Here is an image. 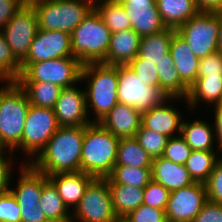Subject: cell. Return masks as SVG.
Wrapping results in <instances>:
<instances>
[{
	"label": "cell",
	"instance_id": "obj_5",
	"mask_svg": "<svg viewBox=\"0 0 222 222\" xmlns=\"http://www.w3.org/2000/svg\"><path fill=\"white\" fill-rule=\"evenodd\" d=\"M112 32L93 8L70 33L73 57L82 64L101 63L107 55Z\"/></svg>",
	"mask_w": 222,
	"mask_h": 222
},
{
	"label": "cell",
	"instance_id": "obj_29",
	"mask_svg": "<svg viewBox=\"0 0 222 222\" xmlns=\"http://www.w3.org/2000/svg\"><path fill=\"white\" fill-rule=\"evenodd\" d=\"M156 66L159 75V88L167 98L186 99L189 88L179 78L170 53L165 55V59L157 62Z\"/></svg>",
	"mask_w": 222,
	"mask_h": 222
},
{
	"label": "cell",
	"instance_id": "obj_48",
	"mask_svg": "<svg viewBox=\"0 0 222 222\" xmlns=\"http://www.w3.org/2000/svg\"><path fill=\"white\" fill-rule=\"evenodd\" d=\"M21 222H50L41 206L39 207H29L21 208Z\"/></svg>",
	"mask_w": 222,
	"mask_h": 222
},
{
	"label": "cell",
	"instance_id": "obj_42",
	"mask_svg": "<svg viewBox=\"0 0 222 222\" xmlns=\"http://www.w3.org/2000/svg\"><path fill=\"white\" fill-rule=\"evenodd\" d=\"M207 200L222 205V156L215 163L209 179L205 183Z\"/></svg>",
	"mask_w": 222,
	"mask_h": 222
},
{
	"label": "cell",
	"instance_id": "obj_47",
	"mask_svg": "<svg viewBox=\"0 0 222 222\" xmlns=\"http://www.w3.org/2000/svg\"><path fill=\"white\" fill-rule=\"evenodd\" d=\"M5 155L7 156L8 154H6L5 152H0V193L9 191V189L11 188L10 184H12L10 182V179L12 177L11 168L13 166L11 163V159L15 157H11L10 155L8 158L5 157Z\"/></svg>",
	"mask_w": 222,
	"mask_h": 222
},
{
	"label": "cell",
	"instance_id": "obj_52",
	"mask_svg": "<svg viewBox=\"0 0 222 222\" xmlns=\"http://www.w3.org/2000/svg\"><path fill=\"white\" fill-rule=\"evenodd\" d=\"M112 222H129L125 217H116Z\"/></svg>",
	"mask_w": 222,
	"mask_h": 222
},
{
	"label": "cell",
	"instance_id": "obj_45",
	"mask_svg": "<svg viewBox=\"0 0 222 222\" xmlns=\"http://www.w3.org/2000/svg\"><path fill=\"white\" fill-rule=\"evenodd\" d=\"M193 222H222V205L207 200Z\"/></svg>",
	"mask_w": 222,
	"mask_h": 222
},
{
	"label": "cell",
	"instance_id": "obj_50",
	"mask_svg": "<svg viewBox=\"0 0 222 222\" xmlns=\"http://www.w3.org/2000/svg\"><path fill=\"white\" fill-rule=\"evenodd\" d=\"M199 11L222 12V0H194Z\"/></svg>",
	"mask_w": 222,
	"mask_h": 222
},
{
	"label": "cell",
	"instance_id": "obj_27",
	"mask_svg": "<svg viewBox=\"0 0 222 222\" xmlns=\"http://www.w3.org/2000/svg\"><path fill=\"white\" fill-rule=\"evenodd\" d=\"M176 29L166 27L164 30L141 37L138 57L157 64L169 53L170 42Z\"/></svg>",
	"mask_w": 222,
	"mask_h": 222
},
{
	"label": "cell",
	"instance_id": "obj_9",
	"mask_svg": "<svg viewBox=\"0 0 222 222\" xmlns=\"http://www.w3.org/2000/svg\"><path fill=\"white\" fill-rule=\"evenodd\" d=\"M59 127L53 109L30 105L21 139L24 156L29 157L27 164L39 155Z\"/></svg>",
	"mask_w": 222,
	"mask_h": 222
},
{
	"label": "cell",
	"instance_id": "obj_8",
	"mask_svg": "<svg viewBox=\"0 0 222 222\" xmlns=\"http://www.w3.org/2000/svg\"><path fill=\"white\" fill-rule=\"evenodd\" d=\"M82 66L75 57L21 63V74L16 82H50L62 88L68 87L81 81Z\"/></svg>",
	"mask_w": 222,
	"mask_h": 222
},
{
	"label": "cell",
	"instance_id": "obj_31",
	"mask_svg": "<svg viewBox=\"0 0 222 222\" xmlns=\"http://www.w3.org/2000/svg\"><path fill=\"white\" fill-rule=\"evenodd\" d=\"M152 159L135 137L120 138L115 166L151 168Z\"/></svg>",
	"mask_w": 222,
	"mask_h": 222
},
{
	"label": "cell",
	"instance_id": "obj_3",
	"mask_svg": "<svg viewBox=\"0 0 222 222\" xmlns=\"http://www.w3.org/2000/svg\"><path fill=\"white\" fill-rule=\"evenodd\" d=\"M82 80L88 82L85 90L88 115L89 109H93L92 122H99L118 103V65L83 64Z\"/></svg>",
	"mask_w": 222,
	"mask_h": 222
},
{
	"label": "cell",
	"instance_id": "obj_38",
	"mask_svg": "<svg viewBox=\"0 0 222 222\" xmlns=\"http://www.w3.org/2000/svg\"><path fill=\"white\" fill-rule=\"evenodd\" d=\"M128 66L144 83L151 87L159 88V75L156 64L136 56Z\"/></svg>",
	"mask_w": 222,
	"mask_h": 222
},
{
	"label": "cell",
	"instance_id": "obj_11",
	"mask_svg": "<svg viewBox=\"0 0 222 222\" xmlns=\"http://www.w3.org/2000/svg\"><path fill=\"white\" fill-rule=\"evenodd\" d=\"M116 217L105 178H95L71 212V222H112Z\"/></svg>",
	"mask_w": 222,
	"mask_h": 222
},
{
	"label": "cell",
	"instance_id": "obj_25",
	"mask_svg": "<svg viewBox=\"0 0 222 222\" xmlns=\"http://www.w3.org/2000/svg\"><path fill=\"white\" fill-rule=\"evenodd\" d=\"M156 4L163 24L173 29H177L199 12L194 0H156Z\"/></svg>",
	"mask_w": 222,
	"mask_h": 222
},
{
	"label": "cell",
	"instance_id": "obj_20",
	"mask_svg": "<svg viewBox=\"0 0 222 222\" xmlns=\"http://www.w3.org/2000/svg\"><path fill=\"white\" fill-rule=\"evenodd\" d=\"M23 162L19 169L20 178L17 186L9 190L15 196L20 208L39 207L43 190V173Z\"/></svg>",
	"mask_w": 222,
	"mask_h": 222
},
{
	"label": "cell",
	"instance_id": "obj_22",
	"mask_svg": "<svg viewBox=\"0 0 222 222\" xmlns=\"http://www.w3.org/2000/svg\"><path fill=\"white\" fill-rule=\"evenodd\" d=\"M152 180L164 186L170 192L195 183L186 167L161 156L152 159Z\"/></svg>",
	"mask_w": 222,
	"mask_h": 222
},
{
	"label": "cell",
	"instance_id": "obj_19",
	"mask_svg": "<svg viewBox=\"0 0 222 222\" xmlns=\"http://www.w3.org/2000/svg\"><path fill=\"white\" fill-rule=\"evenodd\" d=\"M56 187L64 204L72 212L83 197L88 185L95 179L85 172L58 173L47 176Z\"/></svg>",
	"mask_w": 222,
	"mask_h": 222
},
{
	"label": "cell",
	"instance_id": "obj_12",
	"mask_svg": "<svg viewBox=\"0 0 222 222\" xmlns=\"http://www.w3.org/2000/svg\"><path fill=\"white\" fill-rule=\"evenodd\" d=\"M37 30L36 12L28 2L11 17L2 29L12 55L20 64L27 57Z\"/></svg>",
	"mask_w": 222,
	"mask_h": 222
},
{
	"label": "cell",
	"instance_id": "obj_53",
	"mask_svg": "<svg viewBox=\"0 0 222 222\" xmlns=\"http://www.w3.org/2000/svg\"><path fill=\"white\" fill-rule=\"evenodd\" d=\"M7 149L3 146V144L0 141V152H5Z\"/></svg>",
	"mask_w": 222,
	"mask_h": 222
},
{
	"label": "cell",
	"instance_id": "obj_23",
	"mask_svg": "<svg viewBox=\"0 0 222 222\" xmlns=\"http://www.w3.org/2000/svg\"><path fill=\"white\" fill-rule=\"evenodd\" d=\"M169 53L179 78L189 88L197 79L200 59L194 55L188 43L177 32L170 42Z\"/></svg>",
	"mask_w": 222,
	"mask_h": 222
},
{
	"label": "cell",
	"instance_id": "obj_34",
	"mask_svg": "<svg viewBox=\"0 0 222 222\" xmlns=\"http://www.w3.org/2000/svg\"><path fill=\"white\" fill-rule=\"evenodd\" d=\"M94 9L112 33L132 28L130 17L118 0L97 2Z\"/></svg>",
	"mask_w": 222,
	"mask_h": 222
},
{
	"label": "cell",
	"instance_id": "obj_13",
	"mask_svg": "<svg viewBox=\"0 0 222 222\" xmlns=\"http://www.w3.org/2000/svg\"><path fill=\"white\" fill-rule=\"evenodd\" d=\"M206 201V186L203 183L195 182L171 191L165 210L167 222H193Z\"/></svg>",
	"mask_w": 222,
	"mask_h": 222
},
{
	"label": "cell",
	"instance_id": "obj_17",
	"mask_svg": "<svg viewBox=\"0 0 222 222\" xmlns=\"http://www.w3.org/2000/svg\"><path fill=\"white\" fill-rule=\"evenodd\" d=\"M172 99L175 101V99L180 100L182 98H166L160 105L143 112L141 114V125L169 138L179 136L183 122L182 112L180 113L176 107L174 108L169 104Z\"/></svg>",
	"mask_w": 222,
	"mask_h": 222
},
{
	"label": "cell",
	"instance_id": "obj_43",
	"mask_svg": "<svg viewBox=\"0 0 222 222\" xmlns=\"http://www.w3.org/2000/svg\"><path fill=\"white\" fill-rule=\"evenodd\" d=\"M129 222H167L165 211L142 204L125 217Z\"/></svg>",
	"mask_w": 222,
	"mask_h": 222
},
{
	"label": "cell",
	"instance_id": "obj_54",
	"mask_svg": "<svg viewBox=\"0 0 222 222\" xmlns=\"http://www.w3.org/2000/svg\"><path fill=\"white\" fill-rule=\"evenodd\" d=\"M91 1L93 4L97 3V2H101V1H110V0H89Z\"/></svg>",
	"mask_w": 222,
	"mask_h": 222
},
{
	"label": "cell",
	"instance_id": "obj_15",
	"mask_svg": "<svg viewBox=\"0 0 222 222\" xmlns=\"http://www.w3.org/2000/svg\"><path fill=\"white\" fill-rule=\"evenodd\" d=\"M76 85L63 87L53 107L61 127L87 126L92 122L87 112L85 89L77 88Z\"/></svg>",
	"mask_w": 222,
	"mask_h": 222
},
{
	"label": "cell",
	"instance_id": "obj_6",
	"mask_svg": "<svg viewBox=\"0 0 222 222\" xmlns=\"http://www.w3.org/2000/svg\"><path fill=\"white\" fill-rule=\"evenodd\" d=\"M38 29L71 33L94 8L89 0H30Z\"/></svg>",
	"mask_w": 222,
	"mask_h": 222
},
{
	"label": "cell",
	"instance_id": "obj_18",
	"mask_svg": "<svg viewBox=\"0 0 222 222\" xmlns=\"http://www.w3.org/2000/svg\"><path fill=\"white\" fill-rule=\"evenodd\" d=\"M99 123L118 138L135 137L141 126V113L132 106L117 103Z\"/></svg>",
	"mask_w": 222,
	"mask_h": 222
},
{
	"label": "cell",
	"instance_id": "obj_10",
	"mask_svg": "<svg viewBox=\"0 0 222 222\" xmlns=\"http://www.w3.org/2000/svg\"><path fill=\"white\" fill-rule=\"evenodd\" d=\"M117 97L118 103L132 106L141 114L167 98L160 88L151 87L138 78L128 65H118Z\"/></svg>",
	"mask_w": 222,
	"mask_h": 222
},
{
	"label": "cell",
	"instance_id": "obj_46",
	"mask_svg": "<svg viewBox=\"0 0 222 222\" xmlns=\"http://www.w3.org/2000/svg\"><path fill=\"white\" fill-rule=\"evenodd\" d=\"M25 3V0H0V30Z\"/></svg>",
	"mask_w": 222,
	"mask_h": 222
},
{
	"label": "cell",
	"instance_id": "obj_41",
	"mask_svg": "<svg viewBox=\"0 0 222 222\" xmlns=\"http://www.w3.org/2000/svg\"><path fill=\"white\" fill-rule=\"evenodd\" d=\"M0 222H21V208L10 190L0 193Z\"/></svg>",
	"mask_w": 222,
	"mask_h": 222
},
{
	"label": "cell",
	"instance_id": "obj_26",
	"mask_svg": "<svg viewBox=\"0 0 222 222\" xmlns=\"http://www.w3.org/2000/svg\"><path fill=\"white\" fill-rule=\"evenodd\" d=\"M39 205L50 222H71V211L45 174H43V190Z\"/></svg>",
	"mask_w": 222,
	"mask_h": 222
},
{
	"label": "cell",
	"instance_id": "obj_2",
	"mask_svg": "<svg viewBox=\"0 0 222 222\" xmlns=\"http://www.w3.org/2000/svg\"><path fill=\"white\" fill-rule=\"evenodd\" d=\"M119 140L99 122L85 126L81 171L95 178L108 177L116 163Z\"/></svg>",
	"mask_w": 222,
	"mask_h": 222
},
{
	"label": "cell",
	"instance_id": "obj_44",
	"mask_svg": "<svg viewBox=\"0 0 222 222\" xmlns=\"http://www.w3.org/2000/svg\"><path fill=\"white\" fill-rule=\"evenodd\" d=\"M222 75V53L216 52L199 60L198 76Z\"/></svg>",
	"mask_w": 222,
	"mask_h": 222
},
{
	"label": "cell",
	"instance_id": "obj_36",
	"mask_svg": "<svg viewBox=\"0 0 222 222\" xmlns=\"http://www.w3.org/2000/svg\"><path fill=\"white\" fill-rule=\"evenodd\" d=\"M21 74V64L12 55L5 36L0 30V81H16Z\"/></svg>",
	"mask_w": 222,
	"mask_h": 222
},
{
	"label": "cell",
	"instance_id": "obj_30",
	"mask_svg": "<svg viewBox=\"0 0 222 222\" xmlns=\"http://www.w3.org/2000/svg\"><path fill=\"white\" fill-rule=\"evenodd\" d=\"M109 188L117 217H126L143 204L144 188L122 184H109Z\"/></svg>",
	"mask_w": 222,
	"mask_h": 222
},
{
	"label": "cell",
	"instance_id": "obj_24",
	"mask_svg": "<svg viewBox=\"0 0 222 222\" xmlns=\"http://www.w3.org/2000/svg\"><path fill=\"white\" fill-rule=\"evenodd\" d=\"M183 101L193 110L198 107L200 101L211 105L219 103L222 101V75L197 77Z\"/></svg>",
	"mask_w": 222,
	"mask_h": 222
},
{
	"label": "cell",
	"instance_id": "obj_14",
	"mask_svg": "<svg viewBox=\"0 0 222 222\" xmlns=\"http://www.w3.org/2000/svg\"><path fill=\"white\" fill-rule=\"evenodd\" d=\"M63 57H73L70 33L38 29L28 55L22 63L43 62Z\"/></svg>",
	"mask_w": 222,
	"mask_h": 222
},
{
	"label": "cell",
	"instance_id": "obj_7",
	"mask_svg": "<svg viewBox=\"0 0 222 222\" xmlns=\"http://www.w3.org/2000/svg\"><path fill=\"white\" fill-rule=\"evenodd\" d=\"M221 21V12L199 11L176 32L188 43L194 55L201 59L218 52Z\"/></svg>",
	"mask_w": 222,
	"mask_h": 222
},
{
	"label": "cell",
	"instance_id": "obj_40",
	"mask_svg": "<svg viewBox=\"0 0 222 222\" xmlns=\"http://www.w3.org/2000/svg\"><path fill=\"white\" fill-rule=\"evenodd\" d=\"M170 191L161 184L151 180L144 188L143 204L152 208L166 210Z\"/></svg>",
	"mask_w": 222,
	"mask_h": 222
},
{
	"label": "cell",
	"instance_id": "obj_49",
	"mask_svg": "<svg viewBox=\"0 0 222 222\" xmlns=\"http://www.w3.org/2000/svg\"><path fill=\"white\" fill-rule=\"evenodd\" d=\"M214 107V125L213 129H214V135H215V140L218 144V150H216L217 152L221 151L222 152V101H220L219 103L215 104Z\"/></svg>",
	"mask_w": 222,
	"mask_h": 222
},
{
	"label": "cell",
	"instance_id": "obj_37",
	"mask_svg": "<svg viewBox=\"0 0 222 222\" xmlns=\"http://www.w3.org/2000/svg\"><path fill=\"white\" fill-rule=\"evenodd\" d=\"M135 138L151 159H155L163 156L169 137L154 132L151 129H146L141 125L140 129L136 132Z\"/></svg>",
	"mask_w": 222,
	"mask_h": 222
},
{
	"label": "cell",
	"instance_id": "obj_4",
	"mask_svg": "<svg viewBox=\"0 0 222 222\" xmlns=\"http://www.w3.org/2000/svg\"><path fill=\"white\" fill-rule=\"evenodd\" d=\"M0 88V141L10 154L21 150V139L30 103L16 81ZM17 149V150H16ZM15 150V151H14Z\"/></svg>",
	"mask_w": 222,
	"mask_h": 222
},
{
	"label": "cell",
	"instance_id": "obj_16",
	"mask_svg": "<svg viewBox=\"0 0 222 222\" xmlns=\"http://www.w3.org/2000/svg\"><path fill=\"white\" fill-rule=\"evenodd\" d=\"M130 17L132 29L140 36H149L166 28L156 0H118Z\"/></svg>",
	"mask_w": 222,
	"mask_h": 222
},
{
	"label": "cell",
	"instance_id": "obj_51",
	"mask_svg": "<svg viewBox=\"0 0 222 222\" xmlns=\"http://www.w3.org/2000/svg\"><path fill=\"white\" fill-rule=\"evenodd\" d=\"M221 17H222V12H221ZM218 52L222 53V21H221V26L219 30V36H218Z\"/></svg>",
	"mask_w": 222,
	"mask_h": 222
},
{
	"label": "cell",
	"instance_id": "obj_21",
	"mask_svg": "<svg viewBox=\"0 0 222 222\" xmlns=\"http://www.w3.org/2000/svg\"><path fill=\"white\" fill-rule=\"evenodd\" d=\"M141 37L132 29L111 34L106 58L101 62L107 65H128L137 55Z\"/></svg>",
	"mask_w": 222,
	"mask_h": 222
},
{
	"label": "cell",
	"instance_id": "obj_1",
	"mask_svg": "<svg viewBox=\"0 0 222 222\" xmlns=\"http://www.w3.org/2000/svg\"><path fill=\"white\" fill-rule=\"evenodd\" d=\"M84 133L85 126H60L30 165L47 176L80 172Z\"/></svg>",
	"mask_w": 222,
	"mask_h": 222
},
{
	"label": "cell",
	"instance_id": "obj_39",
	"mask_svg": "<svg viewBox=\"0 0 222 222\" xmlns=\"http://www.w3.org/2000/svg\"><path fill=\"white\" fill-rule=\"evenodd\" d=\"M192 152L191 147L179 135L168 138L163 157L174 163L184 165Z\"/></svg>",
	"mask_w": 222,
	"mask_h": 222
},
{
	"label": "cell",
	"instance_id": "obj_32",
	"mask_svg": "<svg viewBox=\"0 0 222 222\" xmlns=\"http://www.w3.org/2000/svg\"><path fill=\"white\" fill-rule=\"evenodd\" d=\"M25 91L30 105L53 109L62 87L50 82H17Z\"/></svg>",
	"mask_w": 222,
	"mask_h": 222
},
{
	"label": "cell",
	"instance_id": "obj_33",
	"mask_svg": "<svg viewBox=\"0 0 222 222\" xmlns=\"http://www.w3.org/2000/svg\"><path fill=\"white\" fill-rule=\"evenodd\" d=\"M221 155L215 151L192 150L184 166L194 182L205 184ZM219 157V158H218Z\"/></svg>",
	"mask_w": 222,
	"mask_h": 222
},
{
	"label": "cell",
	"instance_id": "obj_28",
	"mask_svg": "<svg viewBox=\"0 0 222 222\" xmlns=\"http://www.w3.org/2000/svg\"><path fill=\"white\" fill-rule=\"evenodd\" d=\"M213 125L204 120L182 122L180 136L186 141L192 150H214L215 135Z\"/></svg>",
	"mask_w": 222,
	"mask_h": 222
},
{
	"label": "cell",
	"instance_id": "obj_35",
	"mask_svg": "<svg viewBox=\"0 0 222 222\" xmlns=\"http://www.w3.org/2000/svg\"><path fill=\"white\" fill-rule=\"evenodd\" d=\"M108 184H122L145 188L152 180L151 168L114 166L112 173L105 178Z\"/></svg>",
	"mask_w": 222,
	"mask_h": 222
}]
</instances>
